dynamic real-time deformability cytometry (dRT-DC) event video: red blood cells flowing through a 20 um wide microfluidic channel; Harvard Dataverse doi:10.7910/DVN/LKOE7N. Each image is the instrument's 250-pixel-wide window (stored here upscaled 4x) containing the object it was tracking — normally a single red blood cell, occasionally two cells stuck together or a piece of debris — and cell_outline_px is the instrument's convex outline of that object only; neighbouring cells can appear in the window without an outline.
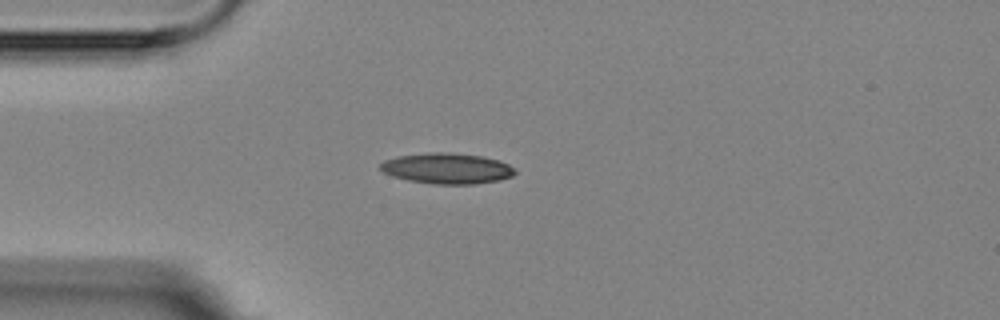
{"species": "Egyptian fruit bat (a non-hibernating species)", "species_latin": "Rousettus aegyptiacus", "temperature_condition": "room temperature", "stored_images_in_passage": 1, "camera_frame_rate_fps": 3000, "um_per_image_px": 0.085, "animal": {"sex": "female"}, "frame": {"image": 1, "passage_image": 1, "time_ms": 0.0, "image_size_px": [1000, 320], "cell_outline_px": [[516, 172], [512, 176], [500, 180], [472, 184], [436, 184], [408, 180], [392, 176], [384, 172], [380, 168], [380, 164], [384, 160], [396, 156], [432, 152], [444, 152], [480, 156], [496, 160], [508, 164], [516, 168]], "centroid_in_image_um": [37.99, 14.32], "position_along_channel_um": 47.0, "area_um2": 23.93}}